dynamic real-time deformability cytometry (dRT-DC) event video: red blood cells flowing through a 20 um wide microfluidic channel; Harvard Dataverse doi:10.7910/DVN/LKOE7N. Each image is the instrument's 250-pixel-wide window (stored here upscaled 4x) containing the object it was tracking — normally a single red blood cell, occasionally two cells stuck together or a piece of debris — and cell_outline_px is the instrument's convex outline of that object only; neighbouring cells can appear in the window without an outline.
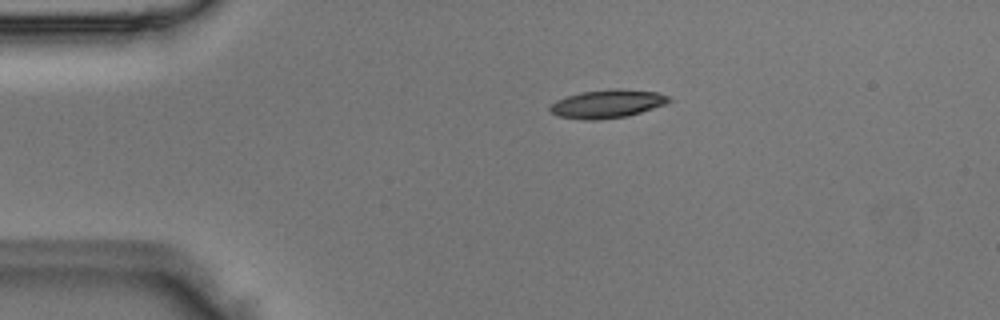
{"species": "Egyptian fruit bat (a non-hibernating species)", "species_latin": "Rousettus aegyptiacus", "temperature_condition": "room temperature", "stored_images_in_passage": 4, "camera_frame_rate_fps": 3000, "um_per_image_px": 0.085, "animal": {"sex": "male"}, "frame": {"image": 1, "passage_image": 4, "time_ms": 1.0, "image_size_px": [1000, 320], "cell_outline_px": [[672, 100], [664, 104], [628, 116], [596, 120], [584, 120], [560, 116], [552, 112], [548, 108], [556, 100], [580, 92], [616, 88], [620, 88], [660, 92], [668, 96]], "centroid_in_image_um": [51.64, 8.81], "position_along_channel_um": 33.4, "area_um2": 19.54}}